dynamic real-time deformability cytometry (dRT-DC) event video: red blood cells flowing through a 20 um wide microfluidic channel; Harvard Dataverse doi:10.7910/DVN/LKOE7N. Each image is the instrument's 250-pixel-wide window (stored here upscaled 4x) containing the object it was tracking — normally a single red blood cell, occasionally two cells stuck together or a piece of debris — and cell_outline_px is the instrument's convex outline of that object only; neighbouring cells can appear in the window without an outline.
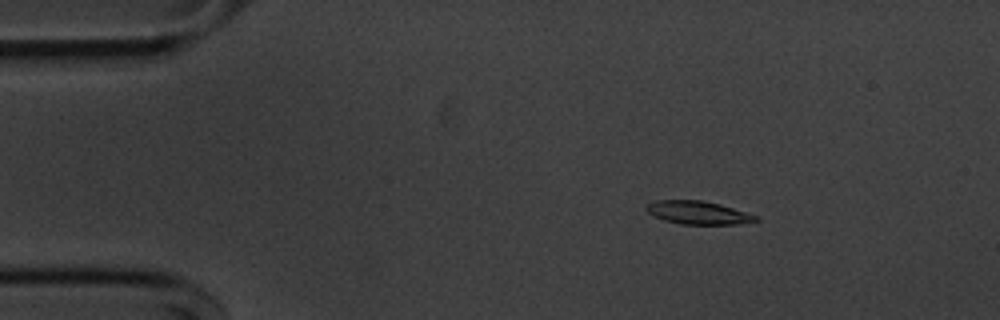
{"species": "common noctule bat (a hibernating species)", "species_latin": "Nyctalus noctula", "temperature_condition": "cold", "stored_images_in_passage": 55, "camera_frame_rate_fps": 3000, "um_per_image_px": 0.085, "animal": {"sex": "male", "body_mass_g": 20.1, "forearm_length_mm": 53.5}, "frame": {"image": 1, "passage_image": 9, "time_ms": 2.667, "image_size_px": [1000, 320], "cell_outline_px": [[760, 220], [736, 224], [680, 224], [664, 220], [648, 212], [644, 208], [648, 204], [656, 200], [700, 200], [720, 204], [760, 216]], "centroid_in_image_um": [59.37, 18.07], "position_along_channel_um": 25.6, "area_um2": 14.74}}
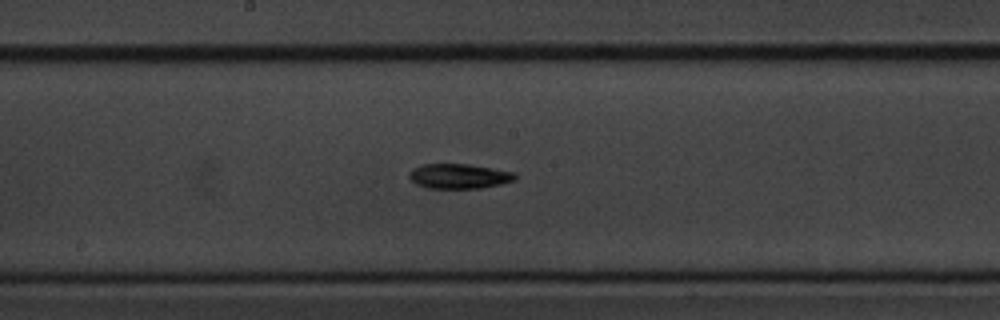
{"frame": {"image": 2, "passage_image": 29, "time_ms": 9.333, "image_size_px": [1000, 320], "cell_outline_px": [[516, 180], [500, 184], [480, 188], [428, 188], [416, 184], [408, 176], [408, 172], [412, 168], [420, 164], [468, 164], [516, 172]], "centroid_in_image_um": [39.0, 14.97], "position_along_channel_um": 209.2, "area_um2": 15.43}}
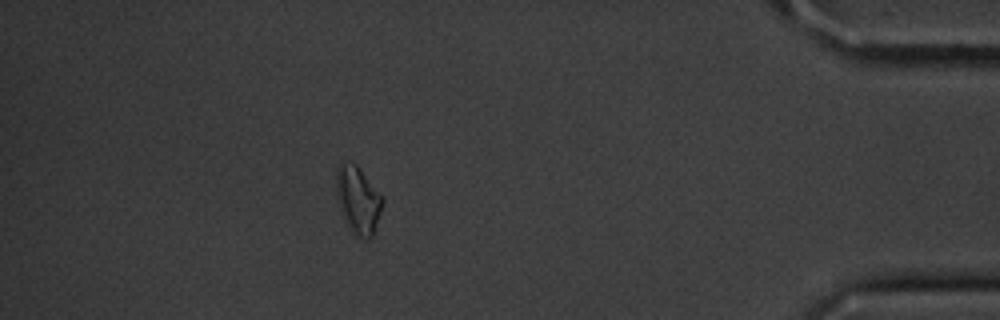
{"frame": {"image": 3, "passage_image": 49, "time_ms": 16.0, "image_size_px": [1000, 320], "cell_outline_px": [[384, 200], [372, 236], [368, 240], [352, 232], [348, 228], [340, 212], [336, 196], [336, 168], [344, 160], [356, 164], [384, 196]], "centroid_in_image_um": [30.41, 16.96], "position_along_channel_um": 404.8, "area_um2": 18.38}, "authors_computed_cell_mechanics": {"area_um2": 15.2592, "velocity_mm_per_s": 3.6439, "shape_relaxation_time_tau1_ms": 3.3012, "shape_relaxation_time_tau2_ms": null, "deformation_change_tau1": 0.1171, "deformation_change_tau2": null}}